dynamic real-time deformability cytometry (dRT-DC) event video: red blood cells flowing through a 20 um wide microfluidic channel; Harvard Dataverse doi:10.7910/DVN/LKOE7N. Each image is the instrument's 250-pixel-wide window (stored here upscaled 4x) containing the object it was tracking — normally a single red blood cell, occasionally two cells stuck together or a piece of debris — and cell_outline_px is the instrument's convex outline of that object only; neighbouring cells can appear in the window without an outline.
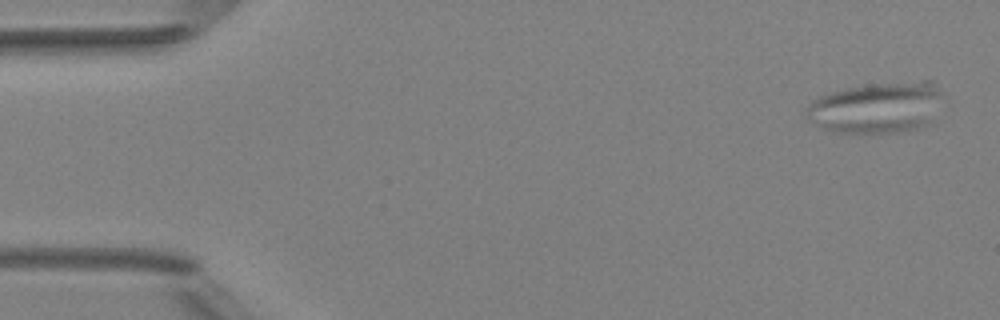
{"species": "Egyptian fruit bat (a non-hibernating species)", "species_latin": "Rousettus aegyptiacus", "temperature_condition": "room temperature", "stored_images_in_passage": 5, "camera_frame_rate_fps": 3000, "um_per_image_px": 0.085, "animal": {"sex": "female"}, "frame": {"image": 1, "passage_image": 1, "time_ms": 0.0, "image_size_px": [1000, 320], "cell_outline_px": [[940, 96], [928, 124], [916, 128], [896, 132], [832, 132], [820, 128], [808, 120], [804, 112], [804, 108], [812, 100], [828, 92], [844, 88], [872, 84], [920, 80], [932, 80], [940, 92]], "centroid_in_image_um": [74.41, 9.13], "position_along_channel_um": 10.6, "area_um2": 40.4}}
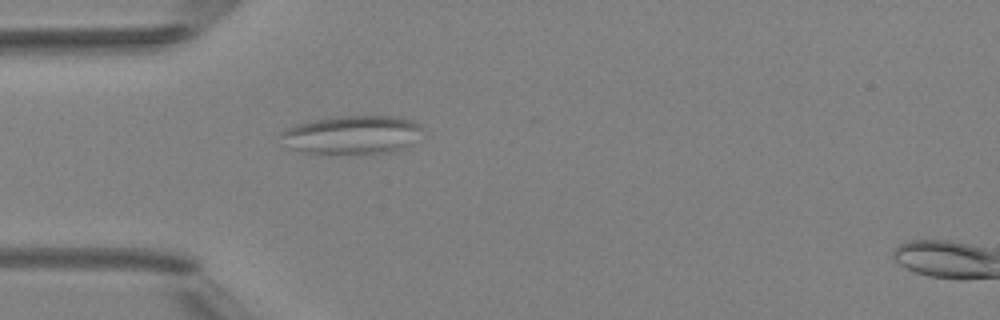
{"frame": {"image": 2, "passage_image": 4, "time_ms": 4.333, "image_size_px": [1000, 320], "cell_outline_px": [[424, 128], [404, 148], [392, 152], [360, 156], [304, 152], [292, 148], [280, 132], [296, 124], [336, 116], [400, 116], [412, 120], [420, 124]], "centroid_in_image_um": [30.0, 11.48], "position_along_channel_um": 55.0, "area_um2": 31.96}}